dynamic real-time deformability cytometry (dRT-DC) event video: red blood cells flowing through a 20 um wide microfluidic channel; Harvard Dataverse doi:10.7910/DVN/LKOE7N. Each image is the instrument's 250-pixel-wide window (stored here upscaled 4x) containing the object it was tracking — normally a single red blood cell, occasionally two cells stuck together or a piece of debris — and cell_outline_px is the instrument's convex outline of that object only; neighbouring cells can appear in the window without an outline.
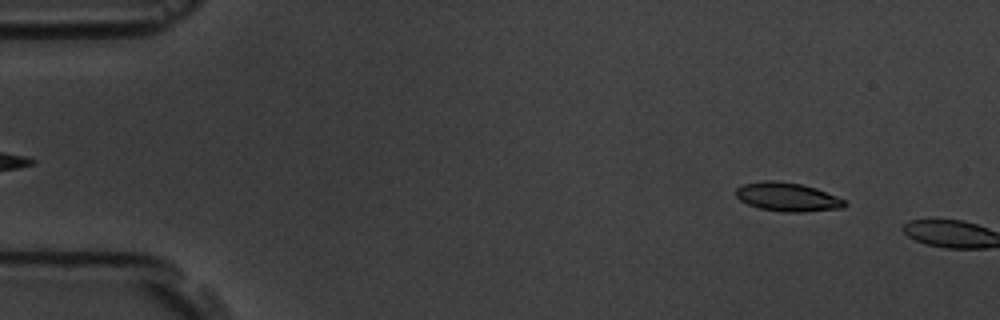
{"species": "common noctule bat (a hibernating species)", "species_latin": "Nyctalus noctula", "temperature_condition": "room temperature", "stored_images_in_passage": 2, "camera_frame_rate_fps": 3000, "um_per_image_px": 0.085, "animal": {"sex": "male", "body_mass_g": 19.5, "forearm_length_mm": 54.6}, "frame": {"image": 1, "passage_image": 1, "time_ms": 0.0, "image_size_px": [1000, 320], "cell_outline_px": [[848, 204], [840, 208], [804, 212], [784, 212], [760, 208], [748, 204], [740, 200], [736, 196], [736, 188], [744, 184], [764, 180], [776, 180], [800, 184], [816, 188], [836, 196], [844, 200]], "centroid_in_image_um": [66.92, 16.74], "position_along_channel_um": 18.1, "area_um2": 18.09}}